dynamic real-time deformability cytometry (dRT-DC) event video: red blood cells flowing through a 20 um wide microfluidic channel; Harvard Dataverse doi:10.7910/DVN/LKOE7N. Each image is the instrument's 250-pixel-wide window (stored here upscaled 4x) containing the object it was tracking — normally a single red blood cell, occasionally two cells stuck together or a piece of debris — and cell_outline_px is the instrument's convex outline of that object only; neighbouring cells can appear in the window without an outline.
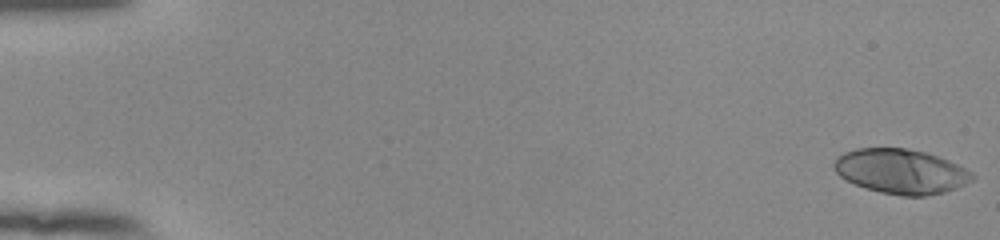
{"species": "human", "species_latin": "Homo sapiens", "temperature_condition": "room temperature", "stored_images_in_passage": 54, "camera_frame_rate_fps": 3000, "um_per_image_px": 0.085, "donor": {"sex": "female"}, "frame": {"image": 1, "passage_image": 1, "time_ms": 0.0, "image_size_px": [1000, 240], "cell_outline_px": [[976, 176], [972, 180], [956, 188], [944, 192], [924, 196], [900, 196], [880, 192], [864, 188], [840, 176], [836, 172], [832, 164], [844, 152], [856, 148], [904, 148], [924, 152], [948, 160], [972, 172]], "centroid_in_image_um": [76.57, 14.57], "position_along_channel_um": 8.4, "area_um2": 35.78}}
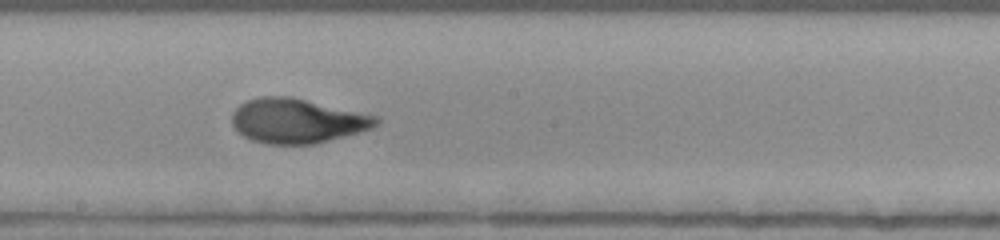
{"frame": {"image": 2, "passage_image": 31, "time_ms": 10.0, "image_size_px": [1000, 240], "cell_outline_px": [[380, 120], [372, 128], [344, 136], [312, 144], [264, 144], [252, 140], [244, 136], [232, 124], [232, 112], [240, 104], [248, 100], [260, 96], [288, 96], [380, 116]], "centroid_in_image_um": [25.25, 10.27], "position_along_channel_um": 222.9, "area_um2": 37.22}}
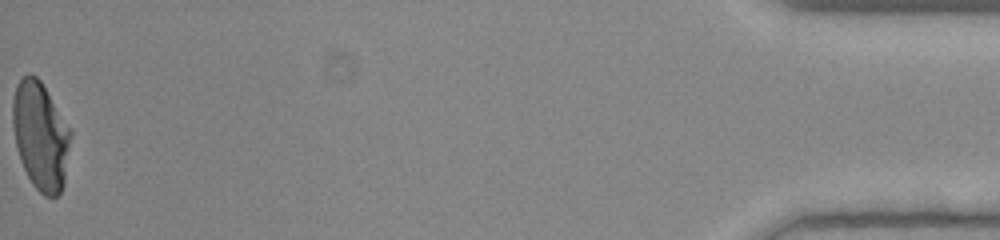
{"frame": {"image": 3, "passage_image": 54, "time_ms": 17.667, "image_size_px": [1000, 240], "cell_outline_px": [[72, 136], [64, 184], [60, 192], [56, 196], [44, 196], [32, 184], [20, 160], [16, 148], [12, 124], [12, 100], [16, 84], [28, 72], [36, 76], [40, 80], [72, 128]], "centroid_in_image_um": [3.46, 11.52], "position_along_channel_um": 431.7, "area_um2": 37.05}, "authors_computed_cell_mechanics": {"area_um2": 36.0094, "velocity_mm_per_s": 3.9177, "shape_relaxation_time_tau1_ms": 5.3788, "shape_relaxation_time_tau2_ms": 0.9739, "deformation_change_tau1": 0.2692, "deformation_change_tau2": 0.0638}}